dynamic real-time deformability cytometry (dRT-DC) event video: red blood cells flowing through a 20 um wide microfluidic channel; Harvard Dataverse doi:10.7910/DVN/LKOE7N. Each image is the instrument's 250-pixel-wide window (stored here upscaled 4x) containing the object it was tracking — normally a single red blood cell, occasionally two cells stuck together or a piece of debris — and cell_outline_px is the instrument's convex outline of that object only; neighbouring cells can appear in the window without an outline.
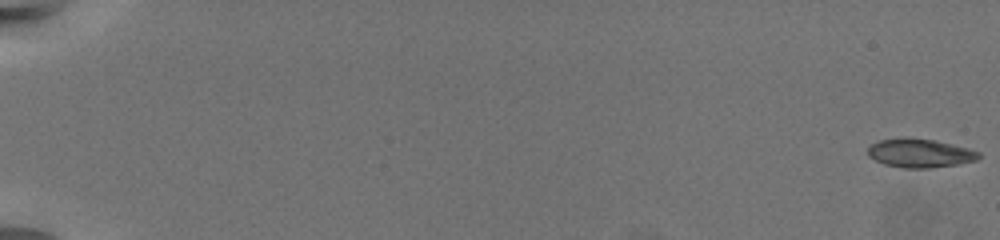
{"species": "common noctule bat (a hibernating species)", "species_latin": "Nyctalus noctula", "temperature_condition": "warm", "stored_images_in_passage": 67, "camera_frame_rate_fps": 3000, "um_per_image_px": 0.085, "animal": {"sex": "female", "body_mass_g": 19.5, "forearm_length_mm": 54.1}, "frame": {"image": 1, "passage_image": 1, "time_ms": 0.0, "image_size_px": [1000, 240], "cell_outline_px": [[980, 156], [976, 160], [960, 164], [932, 168], [904, 168], [884, 164], [868, 156], [868, 148], [872, 144], [880, 140], [904, 136], [908, 136], [936, 140], [968, 148], [980, 152]], "centroid_in_image_um": [78.2, 13.0], "position_along_channel_um": 6.8, "area_um2": 18.84}}
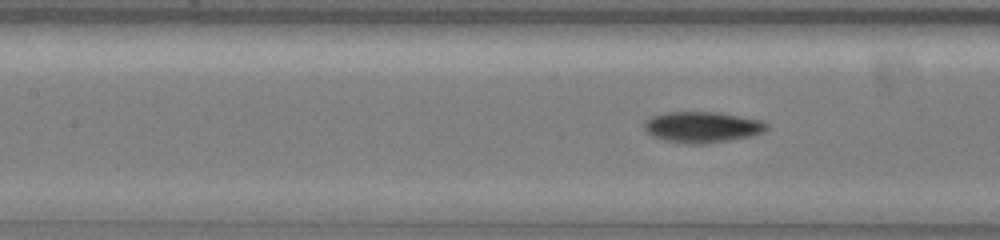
{"frame": {"image": 2, "passage_image": 34, "time_ms": 11.0, "image_size_px": [1000, 240], "cell_outline_px": [[768, 128], [764, 132], [752, 136], [704, 144], [688, 144], [664, 140], [652, 136], [644, 128], [644, 120], [652, 116], [664, 112], [720, 112], [764, 120], [768, 124]], "centroid_in_image_um": [59.72, 10.79], "position_along_channel_um": 147.7, "area_um2": 22.37}}
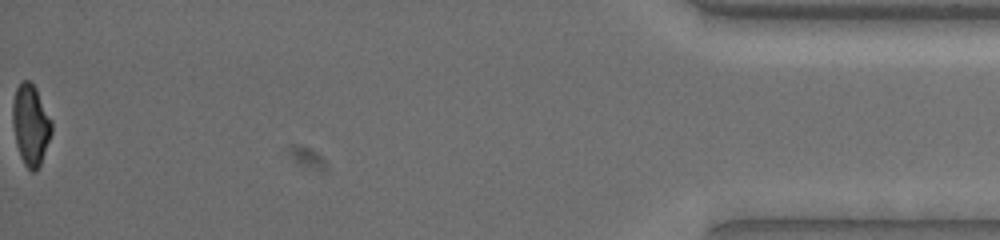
{"frame": {"image": 3, "passage_image": 67, "time_ms": 22.0, "image_size_px": [1000, 240], "cell_outline_px": [[52, 132], [40, 164], [36, 172], [32, 172], [24, 164], [20, 156], [16, 144], [12, 124], [12, 104], [16, 88], [24, 80], [28, 80], [36, 88], [52, 120]], "centroid_in_image_um": [2.6, 10.62], "position_along_channel_um": 432.6, "area_um2": 18.38}, "authors_computed_cell_mechanics": {"area_um2": 19.4786, "velocity_mm_per_s": 3.3478, "shape_relaxation_time_tau1_ms": 7.422, "shape_relaxation_time_tau2_ms": 2.6885, "deformation_change_tau1": 0.1943, "deformation_change_tau2": 0.0697}}